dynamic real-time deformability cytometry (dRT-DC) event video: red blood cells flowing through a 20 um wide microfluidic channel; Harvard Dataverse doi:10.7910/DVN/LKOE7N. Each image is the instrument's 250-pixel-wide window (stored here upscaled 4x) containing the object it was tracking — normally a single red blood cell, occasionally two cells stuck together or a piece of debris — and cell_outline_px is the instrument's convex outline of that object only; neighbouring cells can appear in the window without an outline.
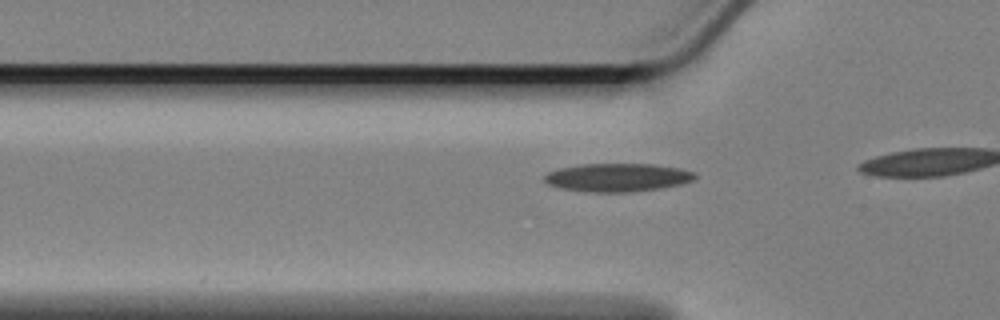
{"species": "Egyptian fruit bat (a non-hibernating species)", "species_latin": "Rousettus aegyptiacus", "temperature_condition": "cold", "stored_images_in_passage": 12, "camera_frame_rate_fps": 3000, "um_per_image_px": 0.085, "animal": {"sex": "female"}, "frame": {"image": 1, "passage_image": 9, "time_ms": 2.667, "image_size_px": [1000, 320], "cell_outline_px": [[696, 176], [692, 180], [680, 184], [660, 188], [628, 192], [592, 192], [560, 188], [548, 184], [544, 180], [544, 176], [548, 172], [560, 168], [580, 164], [652, 164], [680, 168], [696, 172]], "centroid_in_image_um": [52.48, 15.08], "position_along_channel_um": 73.3, "area_um2": 24.68}}